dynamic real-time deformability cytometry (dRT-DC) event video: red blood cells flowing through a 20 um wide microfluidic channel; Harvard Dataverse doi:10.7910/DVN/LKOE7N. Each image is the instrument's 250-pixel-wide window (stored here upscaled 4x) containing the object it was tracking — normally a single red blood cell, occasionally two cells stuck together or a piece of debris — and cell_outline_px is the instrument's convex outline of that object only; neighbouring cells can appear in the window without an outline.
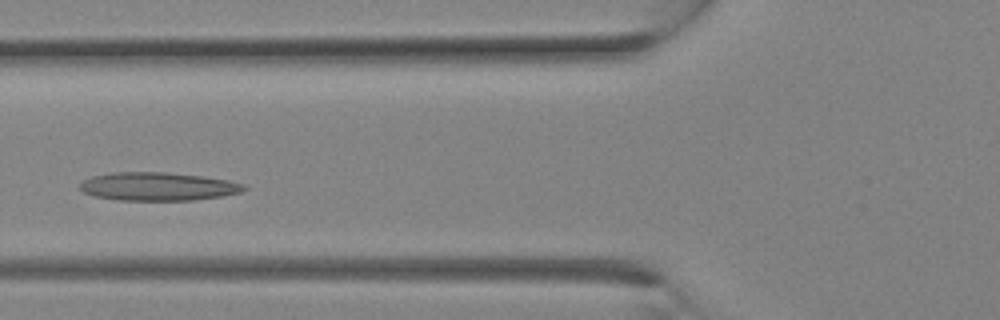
{"species": "Egyptian fruit bat (a non-hibernating species)", "species_latin": "Rousettus aegyptiacus", "temperature_condition": "room temperature", "stored_images_in_passage": 15, "camera_frame_rate_fps": 3000, "um_per_image_px": 0.085, "animal": {"sex": "female"}, "frame": {"image": 1, "passage_image": 7, "time_ms": 2.0, "image_size_px": [1000, 320], "cell_outline_px": [[248, 188], [240, 192], [220, 196], [192, 200], [116, 200], [92, 196], [84, 192], [80, 188], [80, 184], [84, 180], [92, 176], [112, 172], [164, 172], [204, 176], [228, 180], [244, 184]], "centroid_in_image_um": [13.41, 15.85], "position_along_channel_um": 112.4, "area_um2": 27.05}}
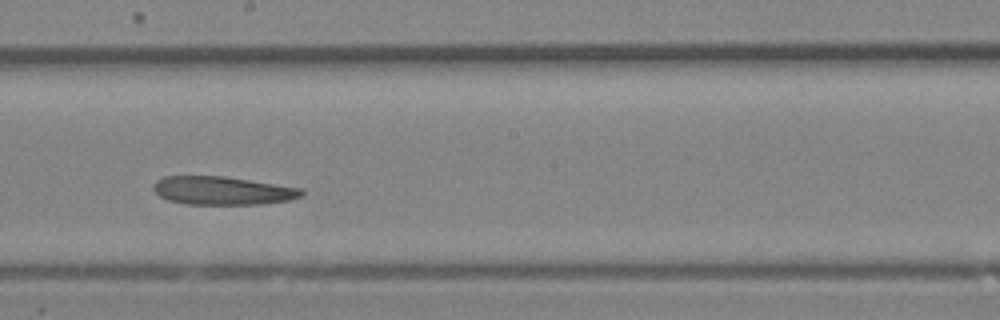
{"frame": {"image": 2, "passage_image": 12, "time_ms": 3.667, "image_size_px": [1000, 320], "cell_outline_px": [[304, 192], [300, 196], [288, 200], [260, 204], [184, 204], [168, 200], [160, 196], [152, 188], [152, 184], [156, 180], [164, 176], [224, 176], [300, 188]], "centroid_in_image_um": [18.84, 16.2], "position_along_channel_um": 229.4, "area_um2": 24.28}}
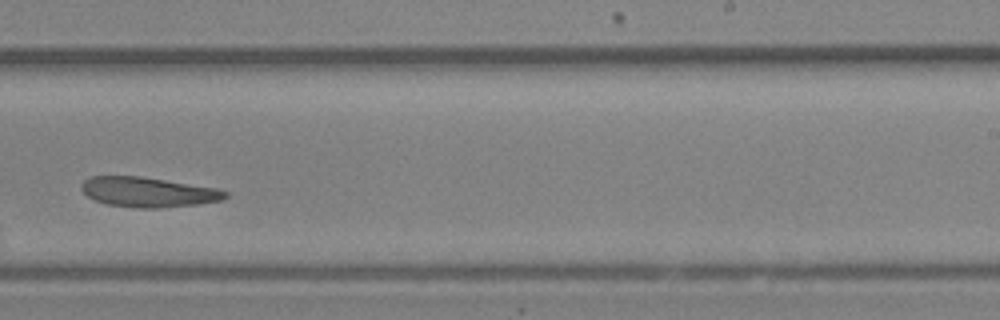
{"frame": {"image": 3, "passage_image": 14, "time_ms": 4.333, "image_size_px": [1000, 320], "cell_outline_px": [[228, 196], [224, 200], [196, 204], [160, 208], [140, 208], [108, 204], [96, 200], [88, 196], [80, 188], [80, 184], [88, 176], [140, 176], [216, 188], [228, 192]], "centroid_in_image_um": [12.58, 16.32], "position_along_channel_um": 276.4, "area_um2": 24.97}}